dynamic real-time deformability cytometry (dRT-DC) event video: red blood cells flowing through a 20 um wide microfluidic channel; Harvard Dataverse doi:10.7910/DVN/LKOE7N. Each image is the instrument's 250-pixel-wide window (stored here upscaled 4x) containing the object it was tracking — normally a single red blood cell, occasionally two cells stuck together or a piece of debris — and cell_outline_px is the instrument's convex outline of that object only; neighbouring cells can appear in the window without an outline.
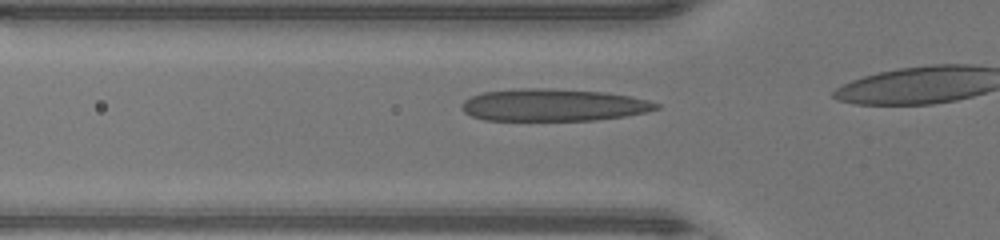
{"species": "human", "species_latin": "Homo sapiens", "temperature_condition": "warm", "stored_images_in_passage": 13, "camera_frame_rate_fps": 3000, "um_per_image_px": 0.085, "donor": {"sex": "male"}, "frame": {"image": 1, "passage_image": 9, "time_ms": 2.667, "image_size_px": [1000, 240], "cell_outline_px": [[660, 108], [644, 112], [624, 116], [596, 120], [484, 120], [472, 116], [464, 112], [460, 108], [460, 104], [464, 100], [472, 96], [484, 92], [520, 88], [544, 88], [604, 92], [632, 96], [648, 100], [660, 104]], "centroid_in_image_um": [47.02, 8.92], "position_along_channel_um": 78.8, "area_um2": 36.53}}
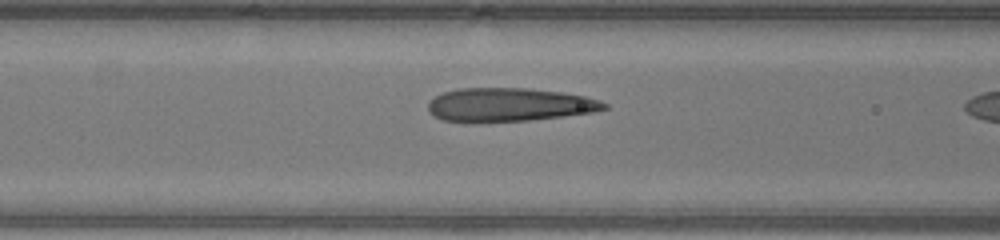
{"frame": {"image": 2, "passage_image": 12, "time_ms": 3.667, "image_size_px": [1000, 240], "cell_outline_px": [[608, 108], [592, 112], [564, 116], [528, 120], [444, 120], [436, 116], [428, 108], [428, 104], [436, 96], [444, 92], [456, 88], [528, 88], [560, 92], [584, 96], [600, 100], [608, 104]], "centroid_in_image_um": [43.35, 8.87], "position_along_channel_um": 123.2, "area_um2": 33.47}}